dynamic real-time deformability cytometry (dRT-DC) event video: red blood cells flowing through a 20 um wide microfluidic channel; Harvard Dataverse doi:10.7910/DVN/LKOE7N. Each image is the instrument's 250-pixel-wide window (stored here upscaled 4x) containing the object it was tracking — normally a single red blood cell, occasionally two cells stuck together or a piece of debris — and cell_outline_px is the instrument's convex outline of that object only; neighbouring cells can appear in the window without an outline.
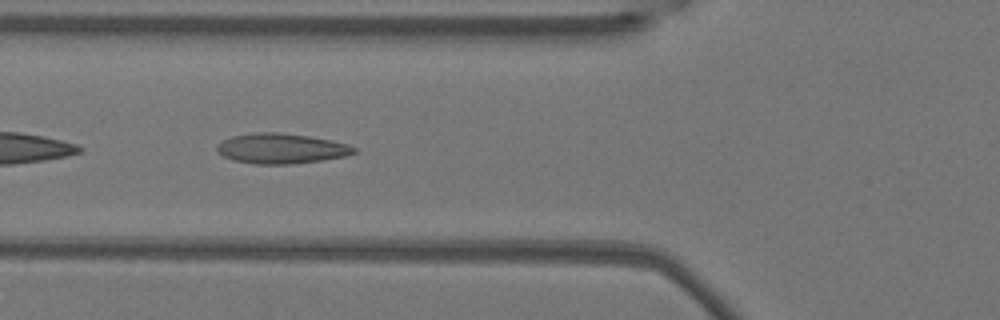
{"species": "Egyptian fruit bat (a non-hibernating species)", "species_latin": "Rousettus aegyptiacus", "temperature_condition": "warm", "stored_images_in_passage": 14, "camera_frame_rate_fps": 3000, "um_per_image_px": 0.085, "animal": {"sex": "female"}, "frame": {"image": 1, "passage_image": 5, "time_ms": 1.333, "image_size_px": [1000, 320], "cell_outline_px": [[356, 152], [348, 156], [320, 160], [288, 164], [252, 164], [232, 160], [224, 156], [216, 148], [216, 144], [232, 136], [256, 132], [276, 132], [308, 136], [332, 140], [348, 144], [356, 148]], "centroid_in_image_um": [23.91, 12.62], "position_along_channel_um": 101.9, "area_um2": 24.04}}
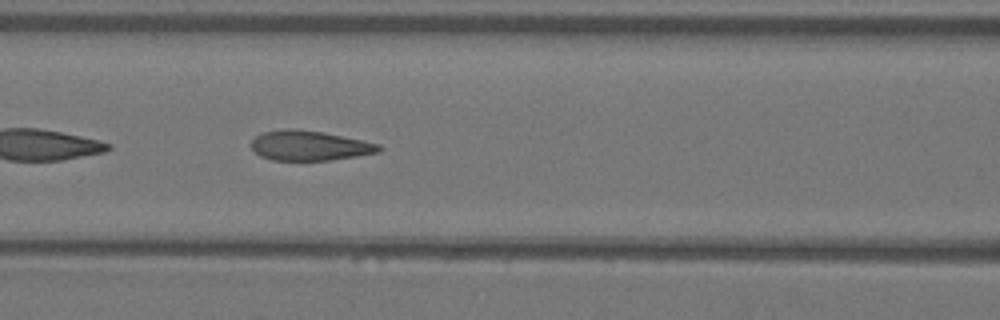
{"frame": {"image": 2, "passage_image": 8, "time_ms": 2.333, "image_size_px": [1000, 320], "cell_outline_px": [[384, 148], [380, 152], [332, 160], [272, 160], [260, 156], [252, 148], [252, 140], [256, 136], [264, 132], [284, 128], [296, 128], [320, 132], [380, 144]], "centroid_in_image_um": [26.31, 12.38], "position_along_channel_um": 140.3, "area_um2": 22.08}}
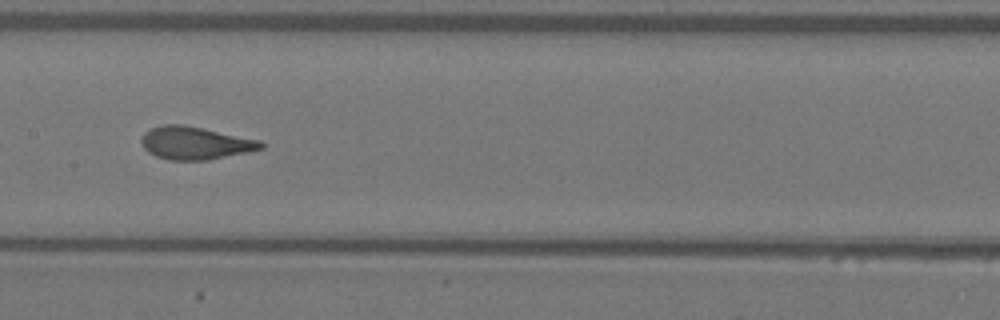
{"frame": {"image": 3, "passage_image": 12, "time_ms": 3.667, "image_size_px": [1000, 320], "cell_outline_px": [[264, 148], [248, 152], [208, 160], [168, 160], [156, 156], [148, 152], [144, 148], [140, 140], [144, 132], [152, 128], [164, 124], [180, 124], [204, 128], [260, 140], [264, 144]], "centroid_in_image_um": [16.59, 12.16], "position_along_channel_um": 190.8, "area_um2": 22.89}}